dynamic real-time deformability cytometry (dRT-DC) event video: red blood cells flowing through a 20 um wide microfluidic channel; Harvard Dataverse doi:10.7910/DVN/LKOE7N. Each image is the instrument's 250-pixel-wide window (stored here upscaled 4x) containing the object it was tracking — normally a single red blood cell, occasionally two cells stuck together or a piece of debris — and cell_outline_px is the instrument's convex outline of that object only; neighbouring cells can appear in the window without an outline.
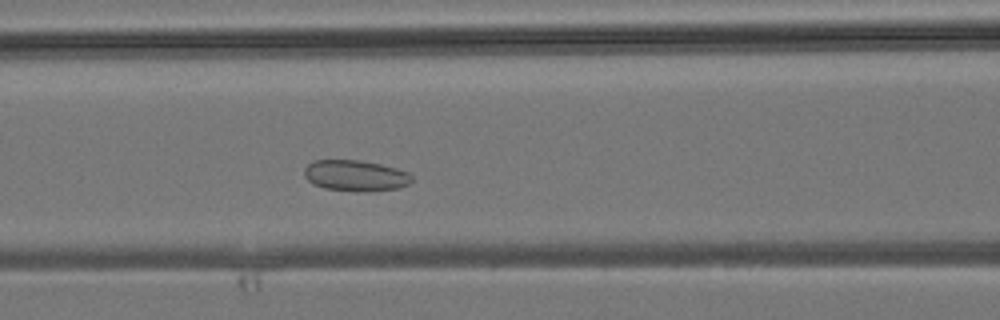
{"species": "common noctule bat (a hibernating species)", "species_latin": "Nyctalus noctula", "temperature_condition": "room temperature", "stored_images_in_passage": 41, "camera_frame_rate_fps": 3000, "um_per_image_px": 0.085, "animal": {"sex": "male", "body_mass_g": 19.2, "forearm_length_mm": 51.8}, "frame": {"image": 1, "passage_image": 14, "time_ms": 4.333, "image_size_px": [1000, 320], "cell_outline_px": [[412, 180], [408, 184], [400, 188], [356, 192], [324, 188], [312, 184], [304, 176], [304, 168], [312, 160], [360, 160], [380, 164], [396, 168], [408, 172], [412, 176]], "centroid_in_image_um": [30.19, 14.93], "position_along_channel_um": 136.4, "area_um2": 19.54}}
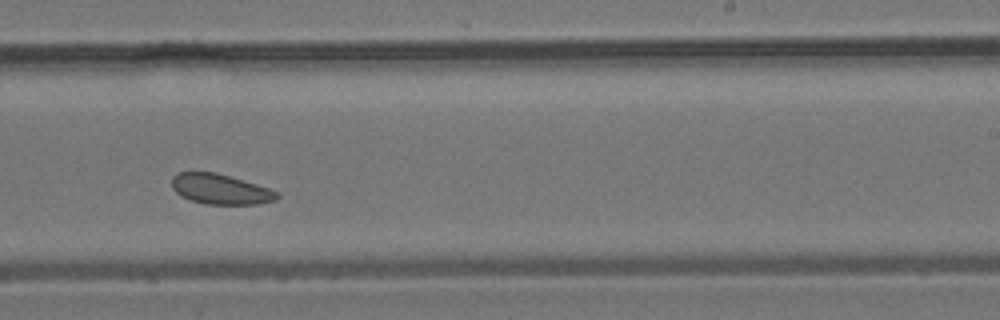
{"frame": {"image": 2, "passage_image": 23, "time_ms": 7.333, "image_size_px": [1000, 320], "cell_outline_px": [[280, 196], [276, 200], [260, 204], [204, 204], [180, 196], [172, 188], [172, 176], [176, 172], [216, 172], [256, 184], [280, 192]], "centroid_in_image_um": [18.74, 16.08], "position_along_channel_um": 270.3, "area_um2": 18.61}}
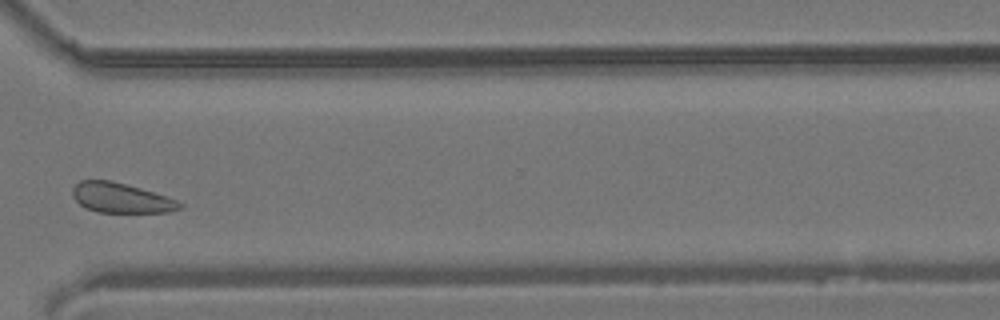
{"frame": {"image": 3, "passage_image": 29, "time_ms": 9.333, "image_size_px": [1000, 320], "cell_outline_px": [[184, 204], [180, 208], [168, 212], [96, 212], [84, 208], [72, 196], [72, 188], [80, 180], [112, 180], [140, 188], [176, 200]], "centroid_in_image_um": [10.23, 16.82], "position_along_channel_um": 360.4, "area_um2": 18.55}}